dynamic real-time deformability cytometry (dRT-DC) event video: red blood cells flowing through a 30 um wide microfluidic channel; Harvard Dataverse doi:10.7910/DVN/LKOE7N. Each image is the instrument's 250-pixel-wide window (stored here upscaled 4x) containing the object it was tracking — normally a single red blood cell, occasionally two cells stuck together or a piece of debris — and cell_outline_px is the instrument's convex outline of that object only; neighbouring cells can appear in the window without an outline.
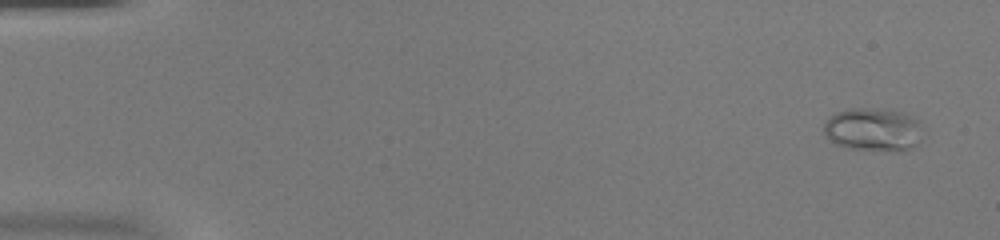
{"species": "common noctule bat (a hibernating species)", "species_latin": "Nyctalus noctula", "temperature_condition": "warm", "stored_images_in_passage": 53, "camera_frame_rate_fps": 3000, "um_per_image_px": 0.085, "animal": {"sex": "female", "body_mass_g": 20.0, "forearm_length_mm": 54.0}, "frame": {"image": 1, "passage_image": 3, "time_ms": 0.667, "image_size_px": [1000, 240], "cell_outline_px": [[924, 132], [916, 144], [912, 148], [896, 152], [848, 148], [836, 144], [828, 140], [824, 132], [824, 124], [828, 116], [836, 112], [852, 108], [864, 108], [904, 112], [920, 120]], "centroid_in_image_um": [74.24, 11.02], "position_along_channel_um": 10.8, "area_um2": 25.37}}
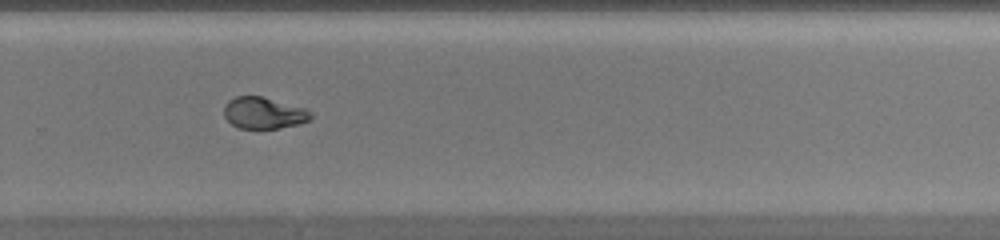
{"frame": {"image": 2, "passage_image": 37, "time_ms": 12.0, "image_size_px": [1000, 240], "cell_outline_px": [[312, 116], [308, 120], [300, 124], [280, 128], [240, 128], [232, 124], [224, 116], [224, 104], [228, 100], [236, 96], [260, 96], [304, 108], [312, 112]], "centroid_in_image_um": [22.4, 9.6], "position_along_channel_um": 307.4, "area_um2": 15.84}}
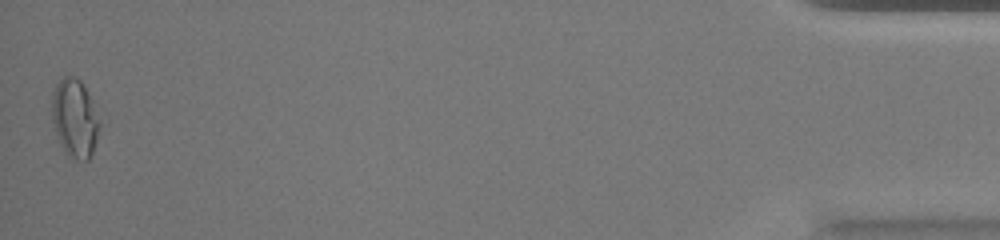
{"frame": {"image": 3, "passage_image": 53, "time_ms": 17.333, "image_size_px": [1000, 240], "cell_outline_px": [[100, 124], [96, 140], [92, 152], [88, 160], [76, 160], [68, 156], [60, 144], [52, 120], [52, 92], [56, 84], [64, 76], [72, 76], [80, 80], [92, 100], [100, 120]], "centroid_in_image_um": [6.35, 10.05], "position_along_channel_um": 428.9, "area_um2": 21.62}, "authors_computed_cell_mechanics": {"area_um2": 17.2244, "velocity_mm_per_s": 3.9407, "shape_relaxation_time_tau1_ms": 5.4037, "shape_relaxation_time_tau2_ms": 0.9697, "deformation_change_tau1": 0.2243, "deformation_change_tau2": 0.0525}}